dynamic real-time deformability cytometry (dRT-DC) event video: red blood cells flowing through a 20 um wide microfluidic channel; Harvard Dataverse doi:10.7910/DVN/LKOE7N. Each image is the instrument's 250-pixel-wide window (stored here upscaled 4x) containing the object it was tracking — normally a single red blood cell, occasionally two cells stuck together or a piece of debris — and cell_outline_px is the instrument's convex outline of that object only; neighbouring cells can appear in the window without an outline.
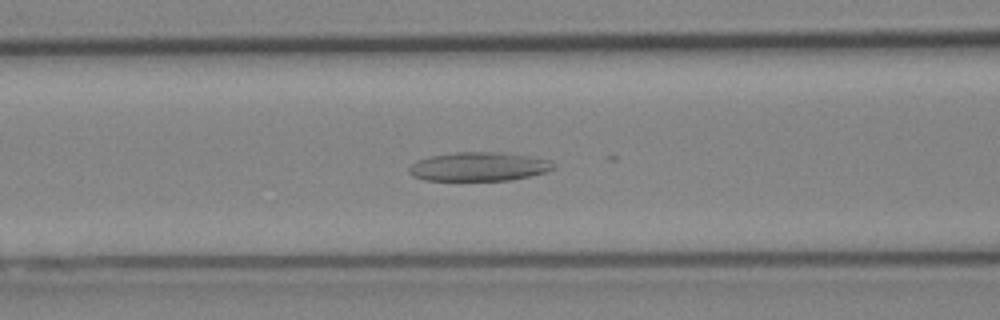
{"species": "Egyptian fruit bat (a non-hibernating species)", "species_latin": "Rousettus aegyptiacus", "temperature_condition": "cold", "stored_images_in_passage": 40, "camera_frame_rate_fps": 3000, "um_per_image_px": 0.085, "animal": {"sex": "female"}, "frame": {"image": 1, "passage_image": 10, "time_ms": 3.0, "image_size_px": [1000, 320], "cell_outline_px": [[556, 164], [552, 168], [544, 172], [528, 176], [508, 180], [424, 180], [412, 176], [408, 172], [408, 168], [416, 160], [432, 156], [456, 152], [504, 152], [528, 156], [548, 160]], "centroid_in_image_um": [40.65, 14.16], "position_along_channel_um": 126.0, "area_um2": 24.1}}
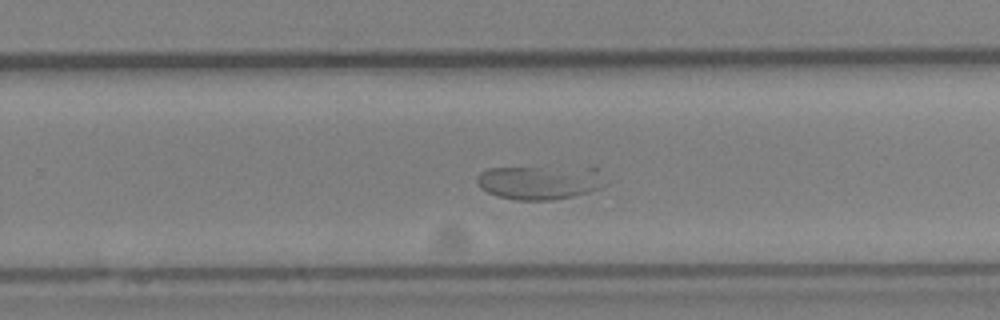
{"frame": {"image": 2, "passage_image": 22, "time_ms": 7.0, "image_size_px": [1000, 320], "cell_outline_px": [[604, 184], [588, 192], [572, 196], [552, 200], [516, 200], [500, 196], [488, 192], [480, 188], [476, 184], [476, 176], [480, 172], [488, 168], [588, 164], [592, 164], [596, 168]], "centroid_in_image_um": [45.88, 15.43], "position_along_channel_um": 283.9, "area_um2": 26.36}}
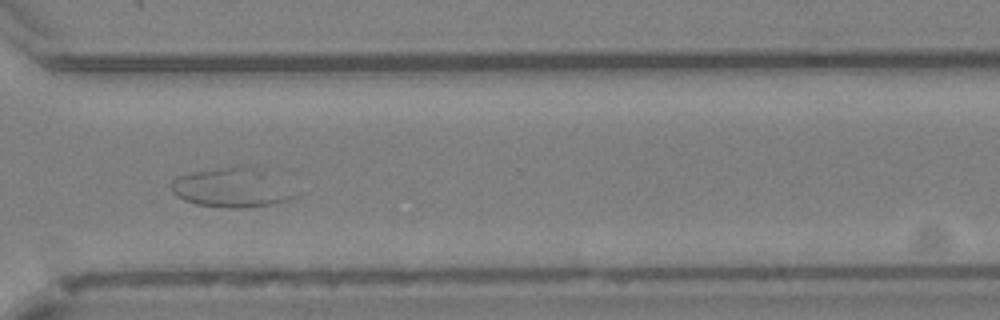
{"frame": {"image": 3, "passage_image": 27, "time_ms": 8.667, "image_size_px": [1000, 320], "cell_outline_px": [[296, 196], [288, 200], [276, 204], [244, 208], [228, 208], [196, 204], [184, 200], [176, 196], [172, 192], [172, 180], [176, 176], [192, 172], [236, 164], [244, 164], [260, 168]], "centroid_in_image_um": [19.6, 15.94], "position_along_channel_um": 351.0, "area_um2": 28.15}}